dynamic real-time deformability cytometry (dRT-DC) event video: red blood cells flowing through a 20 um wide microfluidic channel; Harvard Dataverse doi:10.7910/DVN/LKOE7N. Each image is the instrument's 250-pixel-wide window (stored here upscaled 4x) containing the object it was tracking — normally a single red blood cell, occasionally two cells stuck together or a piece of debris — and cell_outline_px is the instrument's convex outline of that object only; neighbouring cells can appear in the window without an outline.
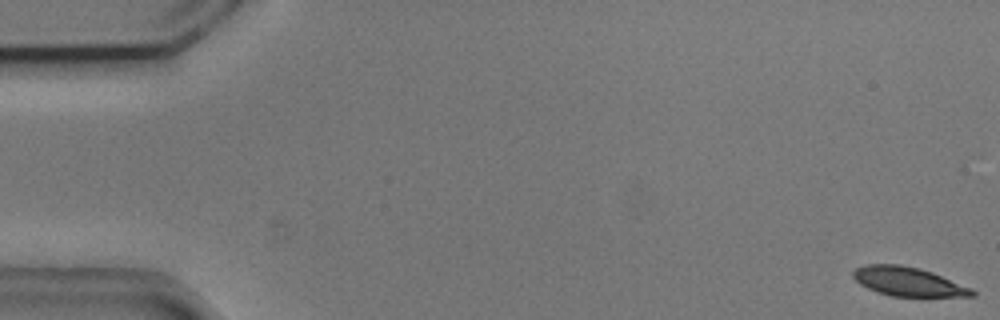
{"species": "common noctule bat (a hibernating species)", "species_latin": "Nyctalus noctula", "temperature_condition": "cold", "stored_images_in_passage": 55, "camera_frame_rate_fps": 3000, "um_per_image_px": 0.085, "animal": {"sex": "male", "body_mass_g": 20.5, "forearm_length_mm": 52.5}, "frame": {"image": 1, "passage_image": 1, "time_ms": 0.0, "image_size_px": [1000, 320], "cell_outline_px": [[976, 296], [892, 296], [868, 288], [860, 284], [852, 276], [852, 272], [856, 268], [868, 264], [900, 264], [920, 268], [932, 272], [972, 288], [976, 292]], "centroid_in_image_um": [77.21, 23.92], "position_along_channel_um": 7.8, "area_um2": 19.94}}
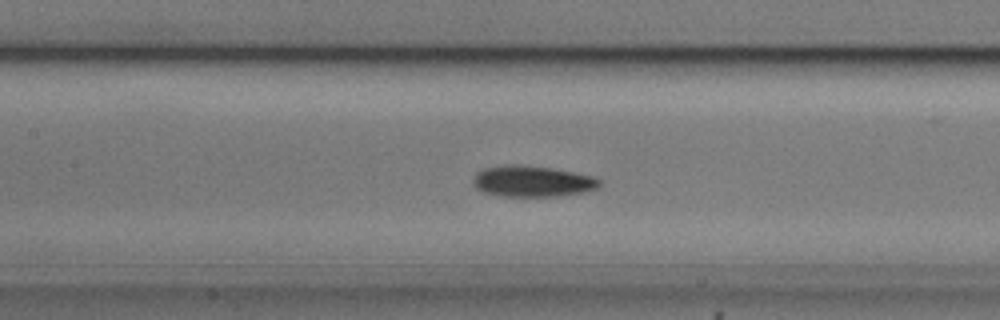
{"frame": {"image": 2, "passage_image": 25, "time_ms": 8.0, "image_size_px": [1000, 320], "cell_outline_px": [[600, 184], [596, 188], [584, 192], [556, 196], [500, 196], [484, 192], [476, 188], [472, 180], [476, 172], [484, 168], [508, 164], [520, 164], [552, 168], [596, 176], [600, 180]], "centroid_in_image_um": [45.24, 15.4], "position_along_channel_um": 162.2, "area_um2": 23.0}}
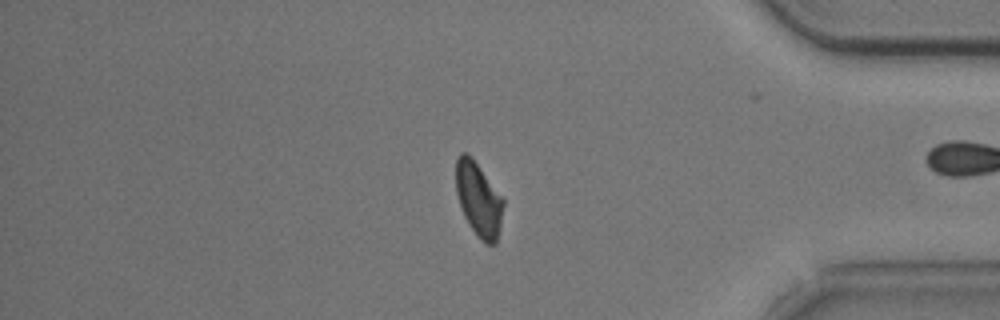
{"frame": {"image": 3, "passage_image": 46, "time_ms": 15.0, "image_size_px": [1000, 320], "cell_outline_px": [[504, 204], [496, 244], [484, 244], [480, 240], [468, 224], [464, 216], [456, 192], [456, 160], [460, 152], [468, 152], [472, 156], [504, 200]], "centroid_in_image_um": [40.67, 16.93], "position_along_channel_um": 394.5, "area_um2": 20.46}, "authors_computed_cell_mechanics": {"area_um2": 21.2704, "velocity_mm_per_s": 3.7125, "shape_relaxation_time_tau1_ms": 3.0995, "shape_relaxation_time_tau2_ms": 6.6918, "deformation_change_tau1": 0.1225, "deformation_change_tau2": 0.1313}}